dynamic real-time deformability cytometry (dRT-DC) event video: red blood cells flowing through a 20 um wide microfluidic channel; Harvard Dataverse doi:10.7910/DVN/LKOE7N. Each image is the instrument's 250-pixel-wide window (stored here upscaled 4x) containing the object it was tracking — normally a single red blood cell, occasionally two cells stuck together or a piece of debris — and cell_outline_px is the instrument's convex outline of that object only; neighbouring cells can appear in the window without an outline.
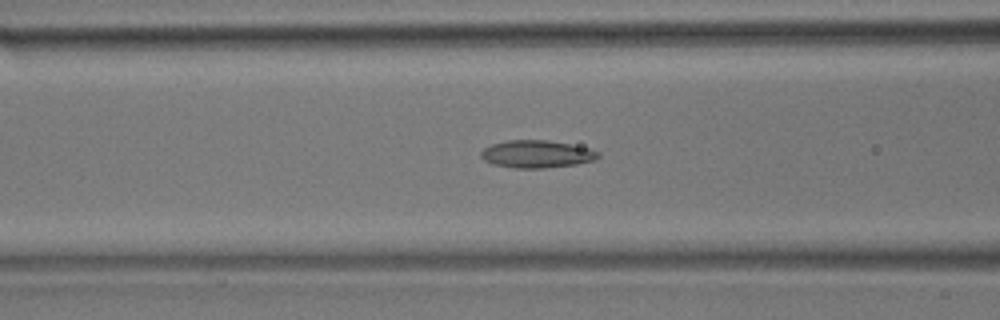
{"species": "common noctule bat (a hibernating species)", "species_latin": "Nyctalus noctula", "temperature_condition": "room temperature", "stored_images_in_passage": 44, "camera_frame_rate_fps": 3000, "um_per_image_px": 0.085, "animal": {"sex": "male", "body_mass_g": 17.9}, "frame": {"image": 1, "passage_image": 19, "time_ms": 6.0, "image_size_px": [1000, 320], "cell_outline_px": [[600, 156], [596, 160], [576, 164], [544, 168], [516, 168], [492, 164], [484, 160], [480, 156], [480, 152], [484, 148], [492, 144], [508, 140], [548, 140], [588, 148], [600, 152]], "centroid_in_image_um": [45.62, 13.1], "position_along_channel_um": 121.0, "area_um2": 18.79}}
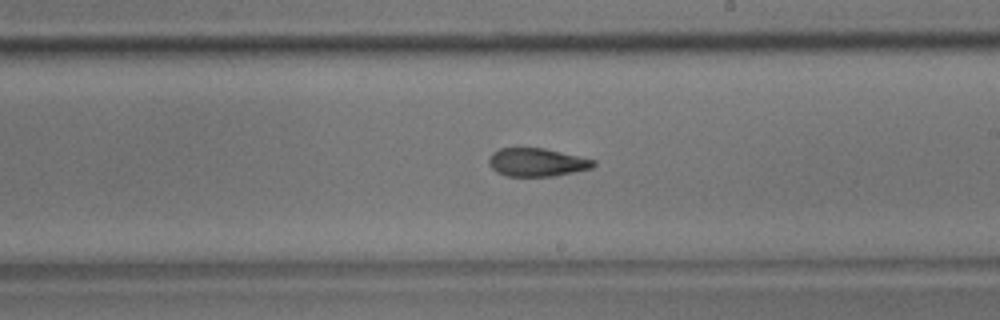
{"frame": {"image": 2, "passage_image": 28, "time_ms": 9.0, "image_size_px": [1000, 320], "cell_outline_px": [[596, 164], [592, 168], [556, 176], [504, 176], [496, 172], [488, 164], [488, 160], [492, 152], [500, 148], [544, 148], [596, 160]], "centroid_in_image_um": [45.62, 13.8], "position_along_channel_um": 243.4, "area_um2": 17.34}}
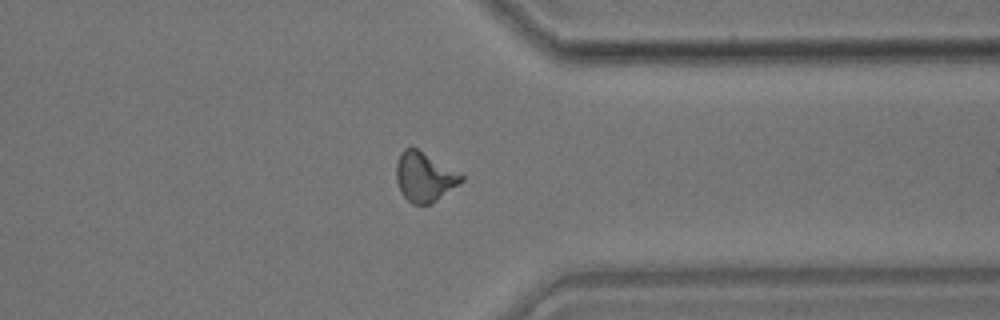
{"frame": {"image": 3, "passage_image": 38, "time_ms": 12.333, "image_size_px": [1000, 320], "cell_outline_px": [[464, 180], [432, 204], [412, 204], [400, 192], [396, 180], [396, 164], [400, 152], [404, 148], [416, 148], [460, 172], [464, 176]], "centroid_in_image_um": [36.07, 15.04], "position_along_channel_um": 375.3, "area_um2": 18.79}}